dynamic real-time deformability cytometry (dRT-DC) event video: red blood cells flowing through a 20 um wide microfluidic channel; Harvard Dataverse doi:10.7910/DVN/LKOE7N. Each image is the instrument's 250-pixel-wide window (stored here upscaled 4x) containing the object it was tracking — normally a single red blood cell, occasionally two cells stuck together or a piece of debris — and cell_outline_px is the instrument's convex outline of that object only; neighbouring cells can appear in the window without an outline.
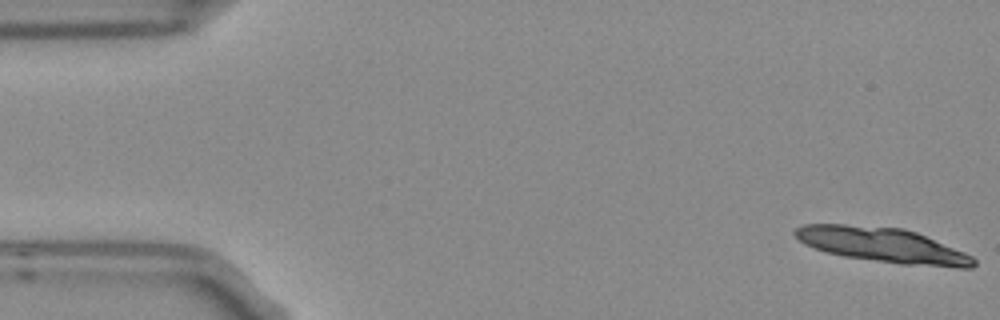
{"species": "Egyptian fruit bat (a non-hibernating species)", "species_latin": "Rousettus aegyptiacus", "temperature_condition": "room temperature", "stored_images_in_passage": 5, "camera_frame_rate_fps": 3000, "um_per_image_px": 0.085, "frame": {"image": 1, "passage_image": 1, "time_ms": 0.0, "image_size_px": [1000, 320], "cell_outline_px": [[976, 264], [972, 268], [956, 268], [900, 264], [844, 256], [828, 252], [804, 244], [792, 232], [800, 224], [844, 224], [904, 228], [916, 232], [964, 252], [972, 256], [976, 260]], "centroid_in_image_um": [75.04, 20.83], "position_along_channel_um": 10.0, "area_um2": 36.13}}